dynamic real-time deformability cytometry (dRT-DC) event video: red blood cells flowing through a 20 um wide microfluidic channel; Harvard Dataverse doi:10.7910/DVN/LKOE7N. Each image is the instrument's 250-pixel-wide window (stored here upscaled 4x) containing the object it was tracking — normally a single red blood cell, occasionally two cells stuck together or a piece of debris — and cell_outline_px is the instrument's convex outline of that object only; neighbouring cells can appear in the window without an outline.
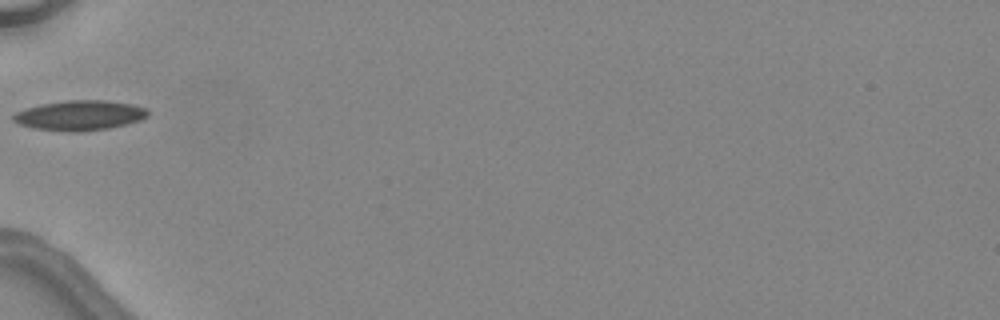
{"species": "common noctule bat (a hibernating species)", "species_latin": "Nyctalus noctula", "temperature_condition": "warm", "stored_images_in_passage": 5, "camera_frame_rate_fps": 3000, "um_per_image_px": 0.085, "animal": {"sex": "female", "body_mass_g": 24.6, "forearm_length_mm": 56.2}, "frame": {"image": 1, "passage_image": 5, "time_ms": 5.667, "image_size_px": [1000, 320], "cell_outline_px": [[148, 116], [140, 120], [108, 128], [80, 132], [68, 132], [32, 128], [20, 124], [12, 120], [12, 116], [16, 112], [24, 108], [40, 104], [68, 100], [104, 100], [132, 104], [148, 108]], "centroid_in_image_um": [6.75, 9.8], "position_along_channel_um": 78.2, "area_um2": 23.58}}